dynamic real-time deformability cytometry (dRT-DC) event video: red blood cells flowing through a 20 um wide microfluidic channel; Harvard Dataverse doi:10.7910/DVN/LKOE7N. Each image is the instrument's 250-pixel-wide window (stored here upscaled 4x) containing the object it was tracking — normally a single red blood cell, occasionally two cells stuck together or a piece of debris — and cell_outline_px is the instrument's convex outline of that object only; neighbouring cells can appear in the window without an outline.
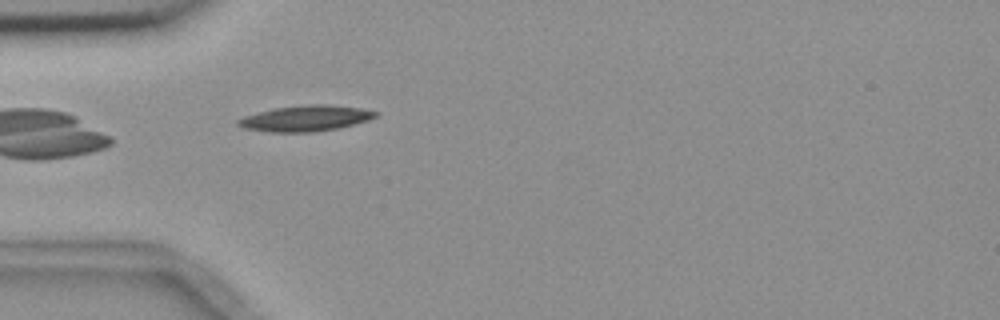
{"species": "common noctule bat (a hibernating species)", "species_latin": "Nyctalus noctula", "temperature_condition": "room temperature", "stored_images_in_passage": 4, "camera_frame_rate_fps": 3000, "um_per_image_px": 0.085, "animal": {"sex": "female", "body_mass_g": 18.4}, "frame": {"image": 1, "passage_image": 4, "time_ms": 3.667, "image_size_px": [1000, 320], "cell_outline_px": [[376, 116], [368, 120], [336, 128], [312, 132], [272, 132], [244, 128], [236, 124], [236, 120], [244, 116], [272, 108], [308, 104], [328, 104], [360, 108], [376, 112]], "centroid_in_image_um": [25.91, 10.05], "position_along_channel_um": 59.1, "area_um2": 20.46}}